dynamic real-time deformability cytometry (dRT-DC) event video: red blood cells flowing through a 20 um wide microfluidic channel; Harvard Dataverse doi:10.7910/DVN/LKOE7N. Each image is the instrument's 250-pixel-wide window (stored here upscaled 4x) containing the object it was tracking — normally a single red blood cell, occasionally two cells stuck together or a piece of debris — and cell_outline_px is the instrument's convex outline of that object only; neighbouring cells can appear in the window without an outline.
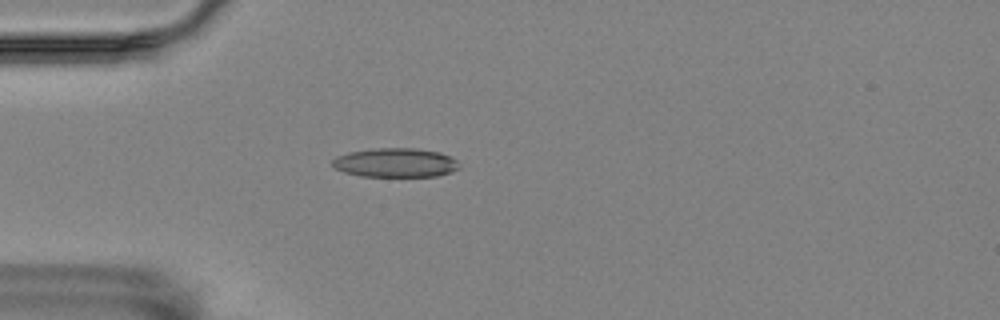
{"species": "Egyptian fruit bat (a non-hibernating species)", "species_latin": "Rousettus aegyptiacus", "temperature_condition": "room temperature", "stored_images_in_passage": 1, "camera_frame_rate_fps": 3000, "um_per_image_px": 0.085, "animal": {"sex": "female"}, "frame": {"image": 1, "passage_image": 1, "time_ms": 0.0, "image_size_px": [1000, 320], "cell_outline_px": [[460, 168], [436, 176], [360, 176], [344, 172], [336, 168], [332, 164], [332, 160], [336, 156], [348, 152], [372, 148], [416, 148], [440, 152], [452, 156], [456, 160]], "centroid_in_image_um": [33.6, 13.81], "position_along_channel_um": 51.4, "area_um2": 21.56}}